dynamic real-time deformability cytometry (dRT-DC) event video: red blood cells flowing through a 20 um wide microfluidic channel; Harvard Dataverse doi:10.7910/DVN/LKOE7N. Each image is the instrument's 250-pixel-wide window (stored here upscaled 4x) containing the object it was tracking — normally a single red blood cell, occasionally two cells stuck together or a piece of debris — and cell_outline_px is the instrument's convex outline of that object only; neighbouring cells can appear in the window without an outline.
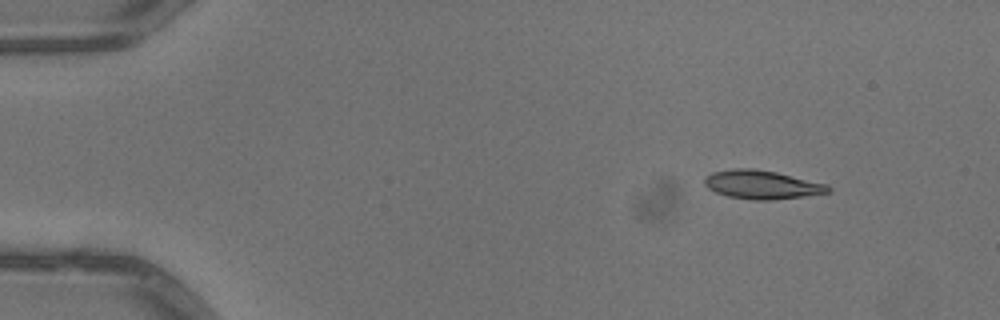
{"species": "common noctule bat (a hibernating species)", "species_latin": "Nyctalus noctula", "temperature_condition": "warm", "stored_images_in_passage": 3, "camera_frame_rate_fps": 3000, "um_per_image_px": 0.085, "animal": {"sex": "male", "body_mass_g": 13.3}, "frame": {"image": 1, "passage_image": 1, "time_ms": 0.0, "image_size_px": [1000, 320], "cell_outline_px": [[832, 192], [804, 196], [772, 200], [752, 200], [728, 196], [716, 192], [708, 188], [704, 184], [704, 176], [712, 172], [736, 168], [752, 168], [776, 172], [828, 184], [832, 188]], "centroid_in_image_um": [64.78, 15.69], "position_along_channel_um": 20.2, "area_um2": 20.75}}